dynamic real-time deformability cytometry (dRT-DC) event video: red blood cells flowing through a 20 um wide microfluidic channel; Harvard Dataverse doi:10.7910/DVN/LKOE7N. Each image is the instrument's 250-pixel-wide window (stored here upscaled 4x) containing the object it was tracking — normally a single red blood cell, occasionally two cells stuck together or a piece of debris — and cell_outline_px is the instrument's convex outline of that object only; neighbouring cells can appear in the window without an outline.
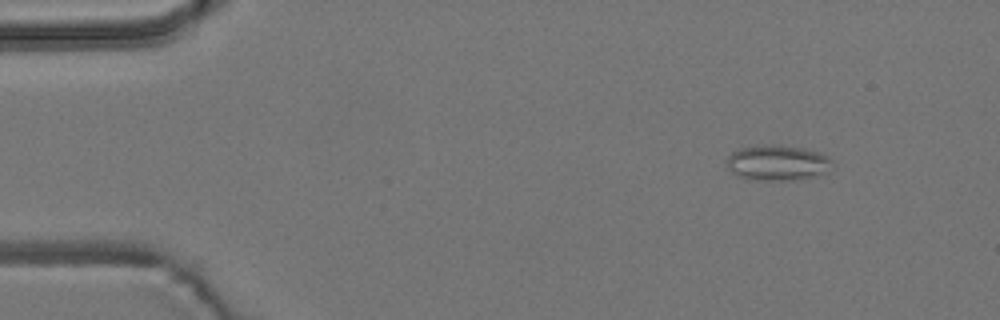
{"species": "common noctule bat (a hibernating species)", "species_latin": "Nyctalus noctula", "temperature_condition": "room temperature", "stored_images_in_passage": 4, "camera_frame_rate_fps": 3000, "um_per_image_px": 0.085, "animal": {"sex": "male", "body_mass_g": 19.2, "forearm_length_mm": 51.8}, "frame": {"image": 1, "passage_image": 2, "time_ms": 1.333, "image_size_px": [1000, 320], "cell_outline_px": [[832, 160], [824, 172], [812, 176], [796, 180], [764, 180], [740, 176], [732, 172], [728, 168], [728, 156], [732, 152], [740, 148], [772, 144], [780, 144], [804, 148], [820, 152], [828, 156]], "centroid_in_image_um": [66.08, 13.81], "position_along_channel_um": 18.9, "area_um2": 21.39}}